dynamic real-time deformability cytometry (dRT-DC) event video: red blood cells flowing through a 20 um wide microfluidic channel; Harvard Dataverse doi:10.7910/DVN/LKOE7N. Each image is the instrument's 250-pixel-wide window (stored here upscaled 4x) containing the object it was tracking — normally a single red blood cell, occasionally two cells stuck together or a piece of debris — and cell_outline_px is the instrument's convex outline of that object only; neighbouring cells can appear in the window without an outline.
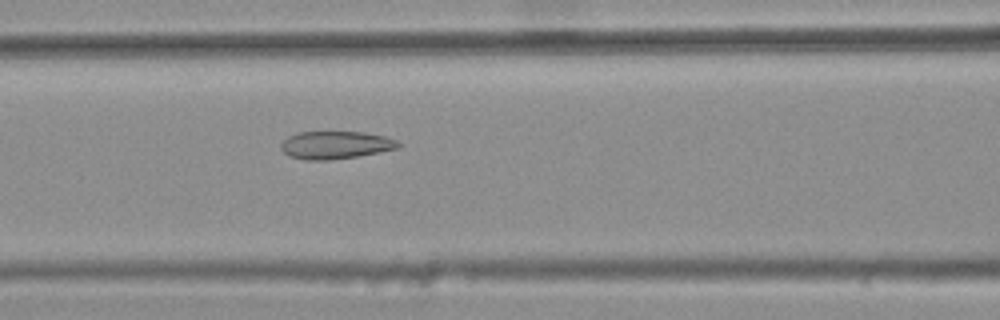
{"species": "common noctule bat (a hibernating species)", "species_latin": "Nyctalus noctula", "temperature_condition": "warm", "stored_images_in_passage": 28, "camera_frame_rate_fps": 3000, "um_per_image_px": 0.085, "animal": {"sex": "female", "body_mass_g": 25.1}, "frame": {"image": 1, "passage_image": 9, "time_ms": 2.667, "image_size_px": [1000, 320], "cell_outline_px": [[400, 144], [396, 148], [380, 152], [356, 156], [328, 160], [304, 160], [288, 156], [280, 148], [280, 144], [288, 136], [296, 132], [364, 132], [384, 136], [396, 140]], "centroid_in_image_um": [28.46, 12.32], "position_along_channel_um": 138.1, "area_um2": 18.9}}
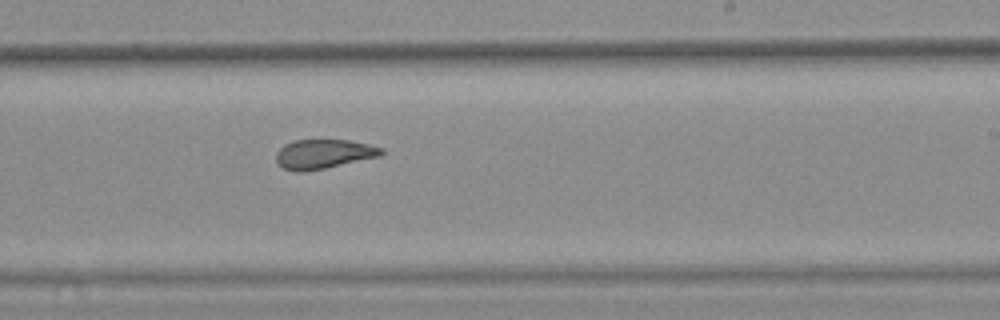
{"frame": {"image": 2, "passage_image": 19, "time_ms": 6.0, "image_size_px": [1000, 320], "cell_outline_px": [[384, 152], [380, 156], [324, 168], [304, 172], [296, 172], [284, 168], [276, 160], [276, 152], [284, 144], [296, 140], [348, 140], [368, 144], [384, 148]], "centroid_in_image_um": [27.5, 13.09], "position_along_channel_um": 261.5, "area_um2": 17.86}}
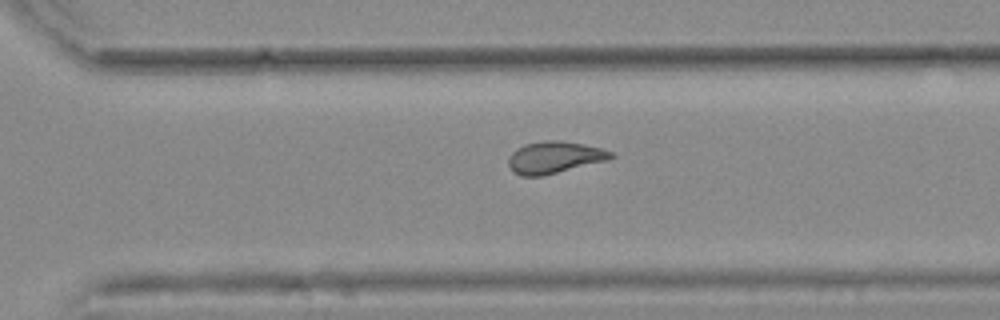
{"frame": {"image": 3, "passage_image": 24, "time_ms": 7.667, "image_size_px": [1000, 320], "cell_outline_px": [[616, 156], [608, 160], [540, 176], [520, 176], [512, 172], [508, 168], [508, 156], [516, 148], [524, 144], [544, 140], [560, 140], [584, 144], [600, 148], [612, 152]], "centroid_in_image_um": [47.08, 13.37], "position_along_channel_um": 323.5, "area_um2": 19.19}, "authors_computed_cell_mechanics": {"area_um2": 18.7272, "velocity_mm_per_s": 3.7172, "shape_relaxation_time_tau1_ms": null, "shape_relaxation_time_tau2_ms": 1.6844, "deformation_change_tau1": null, "deformation_change_tau2": 0.0889}}